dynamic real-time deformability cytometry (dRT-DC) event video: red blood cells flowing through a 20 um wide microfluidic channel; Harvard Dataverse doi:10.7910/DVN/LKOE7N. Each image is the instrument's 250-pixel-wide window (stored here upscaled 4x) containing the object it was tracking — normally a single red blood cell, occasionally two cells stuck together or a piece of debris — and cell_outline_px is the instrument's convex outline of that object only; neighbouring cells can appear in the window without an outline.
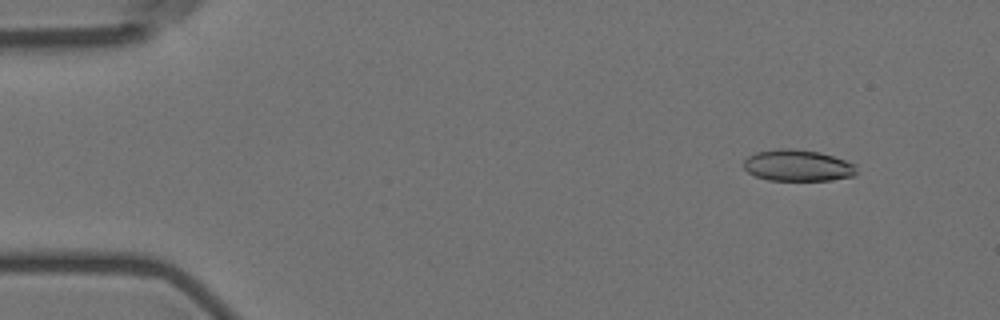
{"species": "Egyptian fruit bat (a non-hibernating species)", "species_latin": "Rousettus aegyptiacus", "temperature_condition": "room temperature", "stored_images_in_passage": 5, "camera_frame_rate_fps": 3000, "um_per_image_px": 0.085, "animal": {"sex": "female"}, "frame": {"image": 1, "passage_image": 2, "time_ms": 1.333, "image_size_px": [1000, 320], "cell_outline_px": [[856, 176], [828, 180], [768, 180], [756, 176], [748, 172], [744, 168], [744, 160], [748, 156], [756, 152], [780, 148], [792, 148], [820, 152], [856, 164]], "centroid_in_image_um": [67.81, 14.06], "position_along_channel_um": 17.2, "area_um2": 20.69}}
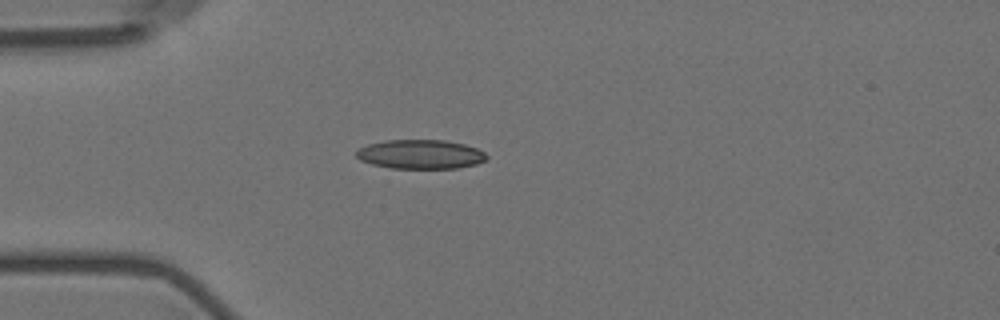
{"frame": {"image": 2, "passage_image": 5, "time_ms": 4.667, "image_size_px": [1000, 320], "cell_outline_px": [[488, 160], [476, 164], [456, 168], [392, 168], [372, 164], [360, 160], [356, 156], [356, 152], [360, 148], [368, 144], [388, 140], [444, 140], [464, 144], [476, 148], [484, 152], [488, 156]], "centroid_in_image_um": [35.76, 13.11], "position_along_channel_um": 49.2, "area_um2": 22.08}}